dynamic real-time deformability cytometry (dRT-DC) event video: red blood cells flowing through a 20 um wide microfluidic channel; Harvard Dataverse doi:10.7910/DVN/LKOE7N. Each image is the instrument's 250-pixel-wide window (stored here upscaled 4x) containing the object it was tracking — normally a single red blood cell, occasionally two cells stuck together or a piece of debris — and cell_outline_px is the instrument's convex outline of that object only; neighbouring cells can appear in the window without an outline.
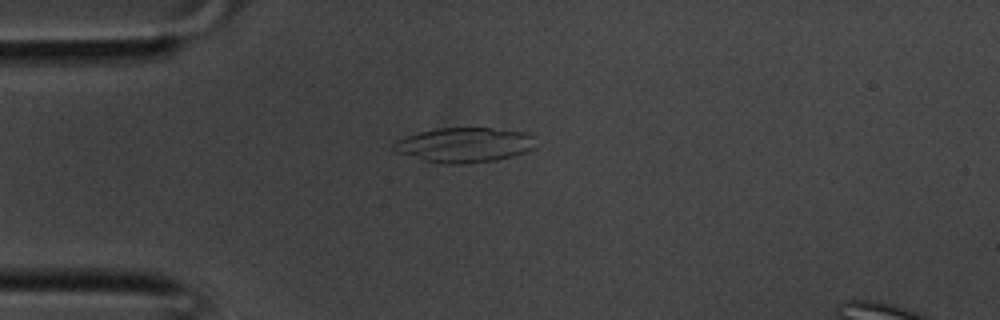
{"species": "common noctule bat (a hibernating species)", "species_latin": "Nyctalus noctula", "temperature_condition": "room temperature", "stored_images_in_passage": 29, "segment_of_instrument_passage": [1, 2], "camera_frame_rate_fps": 3000, "um_per_image_px": 0.085, "animal": {"sex": "male", "body_mass_g": 20.1, "forearm_length_mm": 53.5}, "frame": {"image": 1, "passage_image": 1, "time_ms": 0.0, "image_size_px": [1000, 320], "cell_outline_px": [[536, 148], [512, 156], [496, 160], [464, 164], [444, 164], [424, 160], [396, 152], [392, 148], [392, 144], [396, 140], [420, 132], [436, 128], [492, 128], [528, 132], [536, 136]], "centroid_in_image_um": [39.53, 12.31], "position_along_channel_um": 45.5, "area_um2": 29.02}}
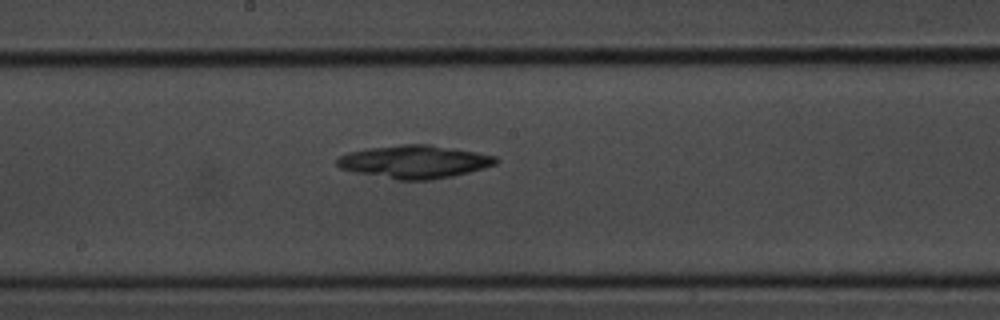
{"frame": {"image": 2, "passage_image": 11, "time_ms": 3.333, "image_size_px": [1000, 320], "cell_outline_px": [[500, 160], [496, 164], [484, 168], [452, 176], [432, 180], [396, 180], [356, 172], [340, 168], [336, 164], [336, 160], [340, 156], [348, 152], [368, 148], [400, 144], [428, 144], [476, 152], [496, 156]], "centroid_in_image_um": [35.23, 13.75], "position_along_channel_um": 213.0, "area_um2": 30.52}}
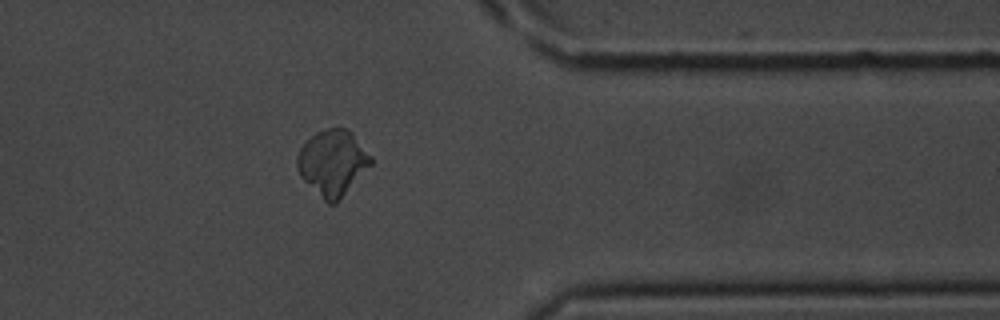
{"frame": {"image": 3, "passage_image": 21, "time_ms": 6.667, "image_size_px": [1000, 320], "cell_outline_px": [[372, 164], [336, 204], [328, 204], [300, 176], [296, 164], [296, 156], [300, 148], [316, 132], [328, 128], [348, 128], [352, 132], [372, 156]], "centroid_in_image_um": [28.28, 13.82], "position_along_channel_um": 383.1, "area_um2": 28.09}}